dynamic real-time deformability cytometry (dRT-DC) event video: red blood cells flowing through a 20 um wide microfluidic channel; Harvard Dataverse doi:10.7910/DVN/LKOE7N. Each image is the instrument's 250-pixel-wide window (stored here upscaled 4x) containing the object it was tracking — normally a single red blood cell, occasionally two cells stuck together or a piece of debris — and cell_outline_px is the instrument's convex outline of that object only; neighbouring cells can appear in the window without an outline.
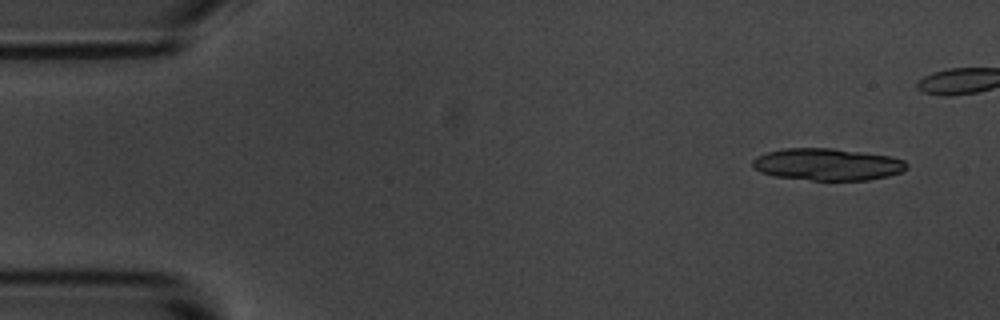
{"species": "common noctule bat (a hibernating species)", "species_latin": "Nyctalus noctula", "temperature_condition": "room temperature", "stored_images_in_passage": 29, "camera_frame_rate_fps": 3000, "um_per_image_px": 0.085, "animal": {"sex": "male", "body_mass_g": 20.1, "forearm_length_mm": 53.5}, "frame": {"image": 1, "passage_image": 1, "time_ms": 0.0, "image_size_px": [1000, 320], "cell_outline_px": [[908, 168], [900, 172], [888, 176], [868, 180], [812, 180], [776, 176], [760, 172], [752, 168], [752, 160], [756, 156], [768, 152], [784, 148], [832, 148], [892, 156], [904, 160], [908, 164]], "centroid_in_image_um": [70.33, 13.97], "position_along_channel_um": 14.7, "area_um2": 28.84}}
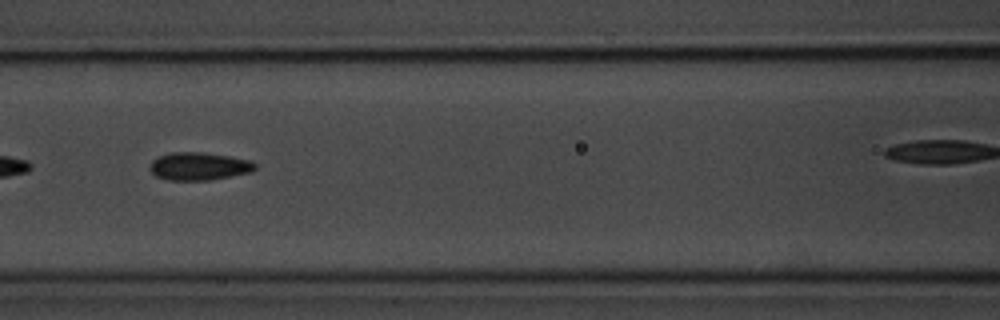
{"frame": {"image": 2, "passage_image": 21, "time_ms": 6.667, "image_size_px": [1000, 320], "cell_outline_px": [[256, 168], [252, 172], [208, 180], [168, 180], [156, 176], [148, 168], [152, 160], [168, 152], [200, 152], [228, 156], [252, 160], [256, 164]], "centroid_in_image_um": [16.91, 14.13], "position_along_channel_um": 149.7, "area_um2": 17.11}}